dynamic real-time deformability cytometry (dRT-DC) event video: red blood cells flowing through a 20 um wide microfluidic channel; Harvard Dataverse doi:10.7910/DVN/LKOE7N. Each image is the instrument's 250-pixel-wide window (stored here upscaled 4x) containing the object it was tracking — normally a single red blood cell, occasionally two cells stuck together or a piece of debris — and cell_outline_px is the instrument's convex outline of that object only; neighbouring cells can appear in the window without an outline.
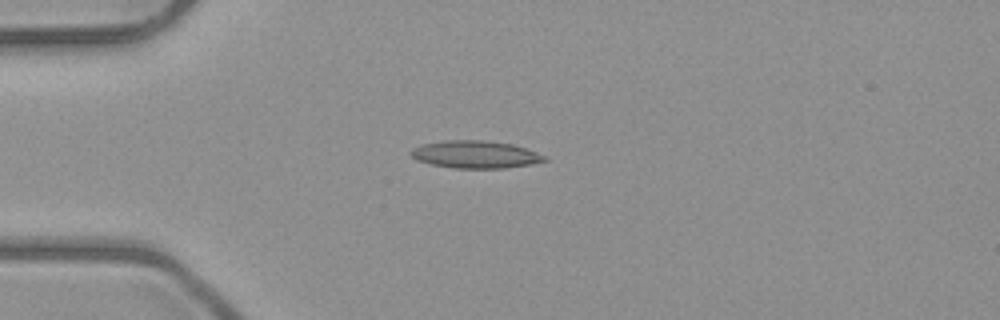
{"species": "common noctule bat (a hibernating species)", "species_latin": "Nyctalus noctula", "temperature_condition": "room temperature", "stored_images_in_passage": 7, "camera_frame_rate_fps": 3000, "um_per_image_px": 0.085, "animal": {"sex": "male", "body_mass_g": 23.1, "forearm_length_mm": 52.7}, "frame": {"image": 1, "passage_image": 3, "time_ms": 3.333, "image_size_px": [1000, 320], "cell_outline_px": [[548, 160], [528, 164], [504, 168], [452, 168], [432, 164], [416, 160], [408, 152], [412, 148], [420, 144], [444, 140], [480, 140], [512, 144], [548, 156]], "centroid_in_image_um": [40.36, 13.12], "position_along_channel_um": 44.6, "area_um2": 21.39}}
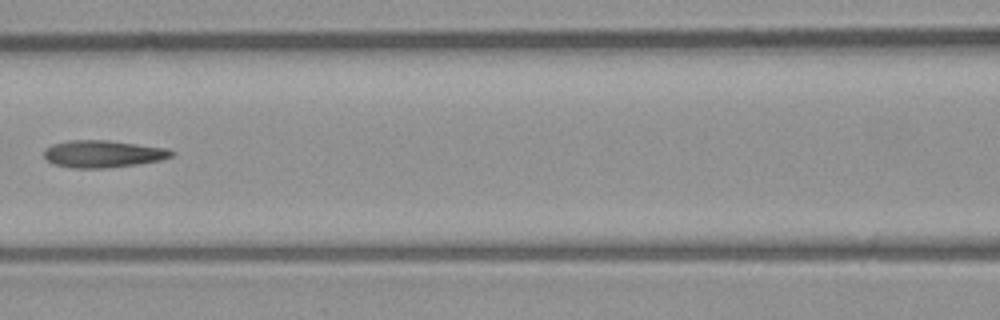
{"frame": {"image": 2, "passage_image": 6, "time_ms": 6.667, "image_size_px": [1000, 320], "cell_outline_px": [[176, 152], [172, 156], [160, 160], [136, 164], [108, 168], [72, 168], [56, 164], [48, 160], [44, 156], [44, 148], [52, 144], [68, 140], [108, 140], [168, 148]], "centroid_in_image_um": [8.76, 13.07], "position_along_channel_um": 157.8, "area_um2": 20.23}}
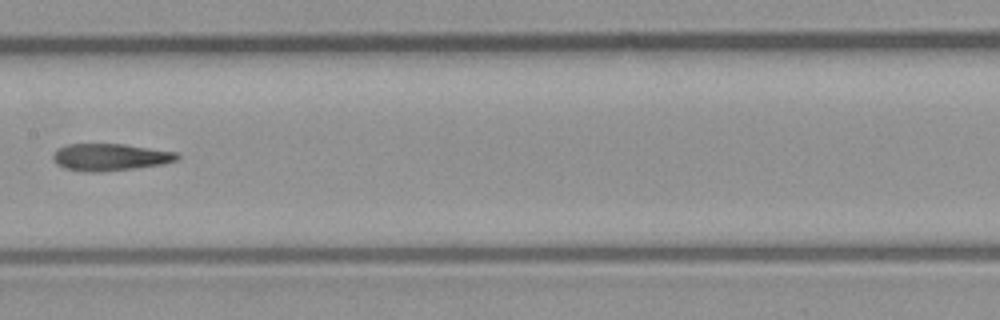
{"frame": {"image": 3, "passage_image": 7, "time_ms": 7.667, "image_size_px": [1000, 320], "cell_outline_px": [[180, 156], [176, 160], [164, 164], [136, 168], [100, 172], [88, 172], [64, 168], [56, 164], [52, 156], [60, 148], [68, 144], [124, 144], [176, 152]], "centroid_in_image_um": [9.38, 13.36], "position_along_channel_um": 198.0, "area_um2": 19.48}}